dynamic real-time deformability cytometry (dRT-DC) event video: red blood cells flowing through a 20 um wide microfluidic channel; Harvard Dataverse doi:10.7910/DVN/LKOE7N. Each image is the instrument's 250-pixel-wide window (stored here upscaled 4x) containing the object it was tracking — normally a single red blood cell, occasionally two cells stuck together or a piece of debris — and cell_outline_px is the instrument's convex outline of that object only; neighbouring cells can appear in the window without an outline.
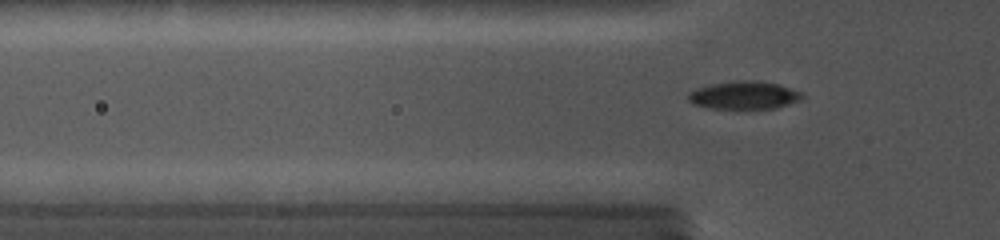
{"species": "common noctule bat (a hibernating species)", "species_latin": "Nyctalus noctula", "temperature_condition": "cold", "stored_images_in_passage": 99, "camera_frame_rate_fps": 5000, "um_per_image_px": 0.085, "animal": {"sex": "female", "body_mass_g": 19.0, "forearm_length_mm": 56.7}, "frame": {"image": 1, "passage_image": 27, "time_ms": 5.2, "image_size_px": [1000, 240], "cell_outline_px": [[804, 96], [796, 100], [772, 108], [712, 108], [696, 104], [688, 100], [688, 96], [692, 92], [700, 88], [712, 84], [740, 80], [752, 80], [776, 84], [800, 92]], "centroid_in_image_um": [63.22, 8.09], "position_along_channel_um": 62.6, "area_um2": 17.57}}
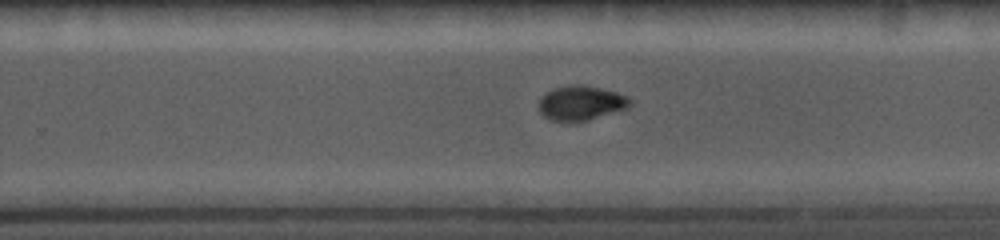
{"frame": {"image": 2, "passage_image": 63, "time_ms": 10.8, "image_size_px": [1000, 240], "cell_outline_px": [[632, 104], [628, 108], [588, 120], [572, 124], [568, 124], [548, 120], [540, 112], [540, 100], [548, 92], [556, 88], [576, 84], [584, 84], [616, 92], [624, 96]], "centroid_in_image_um": [49.36, 8.8], "position_along_channel_um": 280.4, "area_um2": 18.44}}
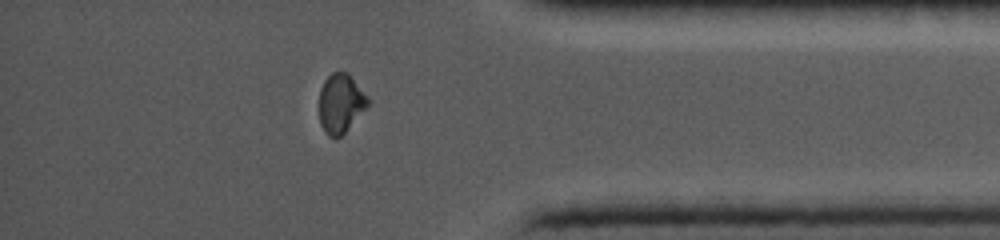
{"frame": {"image": 3, "passage_image": 86, "time_ms": 14.2, "image_size_px": [1000, 240], "cell_outline_px": [[372, 100], [344, 132], [336, 140], [328, 136], [324, 132], [320, 124], [320, 88], [324, 80], [332, 72], [348, 72]], "centroid_in_image_um": [28.96, 8.77], "position_along_channel_um": 406.2, "area_um2": 16.82}}